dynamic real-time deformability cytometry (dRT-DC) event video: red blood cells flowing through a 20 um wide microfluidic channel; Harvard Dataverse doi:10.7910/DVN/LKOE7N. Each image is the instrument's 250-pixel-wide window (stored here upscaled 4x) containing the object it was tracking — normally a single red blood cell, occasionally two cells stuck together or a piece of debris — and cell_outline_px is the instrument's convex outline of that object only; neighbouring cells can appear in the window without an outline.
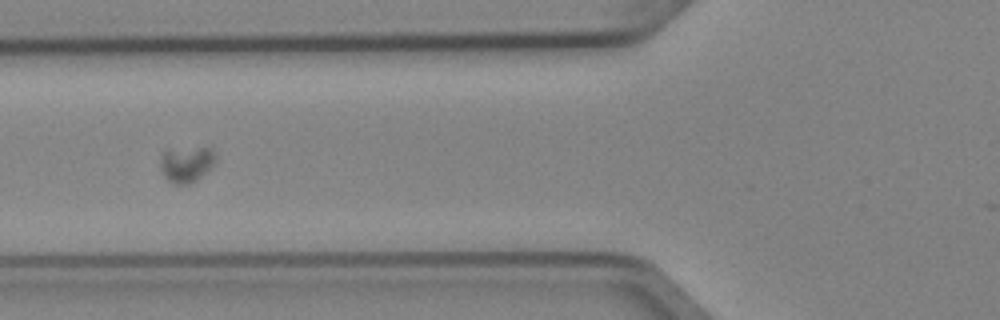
{"species": "Egyptian fruit bat (a non-hibernating species)", "species_latin": "Rousettus aegyptiacus", "temperature_condition": "cold", "stored_images_in_passage": 8, "camera_frame_rate_fps": 3000, "um_per_image_px": 0.085, "animal": {"sex": "female"}, "frame": {"image": 1, "passage_image": 6, "time_ms": 1.667, "image_size_px": [1000, 320], "cell_outline_px": [[216, 160], [196, 180], [188, 184], [176, 184], [168, 180], [164, 176], [160, 168], [160, 160], [164, 152], [200, 148], [208, 148], [216, 156]], "centroid_in_image_um": [15.82, 13.99], "position_along_channel_um": 110.0, "area_um2": 10.81}}
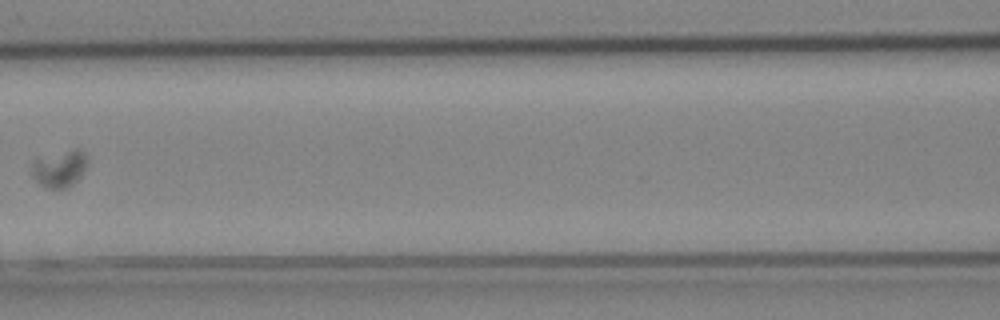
{"frame": {"image": 2, "passage_image": 7, "time_ms": 2.0, "image_size_px": [1000, 320], "cell_outline_px": [[88, 164], [76, 180], [68, 188], [48, 188], [40, 184], [32, 176], [32, 160], [68, 152], [84, 152], [88, 156]], "centroid_in_image_um": [5.05, 14.39], "position_along_channel_um": 161.5, "area_um2": 11.27}}